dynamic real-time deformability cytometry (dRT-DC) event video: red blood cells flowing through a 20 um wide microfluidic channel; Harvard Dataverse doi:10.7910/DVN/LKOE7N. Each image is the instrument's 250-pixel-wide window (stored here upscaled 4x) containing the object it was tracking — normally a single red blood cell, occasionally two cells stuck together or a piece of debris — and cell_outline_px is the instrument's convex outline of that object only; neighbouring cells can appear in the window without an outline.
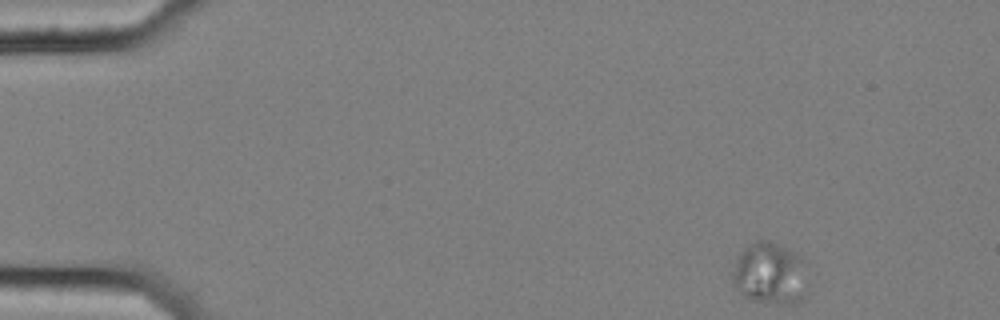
{"species": "common noctule bat (a hibernating species)", "species_latin": "Nyctalus noctula", "temperature_condition": "cold", "stored_images_in_passage": 52, "camera_frame_rate_fps": 3000, "um_per_image_px": 0.085, "animal": {"sex": "female", "body_mass_g": 25.1}, "frame": {"image": 1, "passage_image": 1, "time_ms": 0.0, "image_size_px": [1000, 320], "cell_outline_px": [[808, 296], [796, 304], [792, 304], [748, 300], [732, 284], [732, 272], [736, 256], [744, 248], [756, 240], [768, 240], [800, 256], [808, 292]], "centroid_in_image_um": [65.41, 23.28], "position_along_channel_um": 19.6, "area_um2": 27.22}}
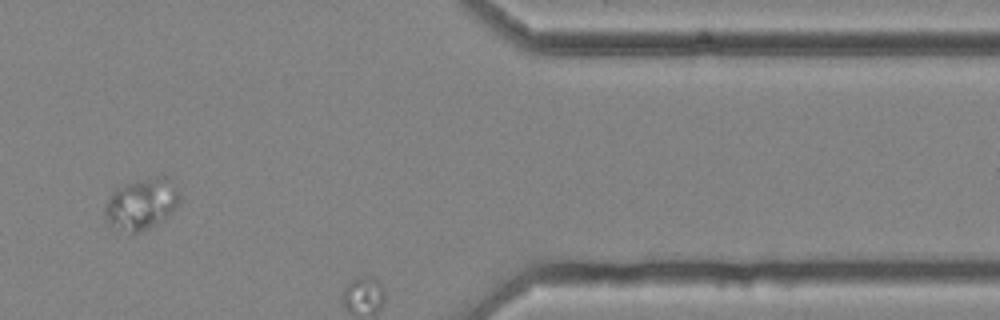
{"frame": {"image": 2, "passage_image": 45, "time_ms": 14.667, "image_size_px": [1000, 320], "cell_outline_px": [[180, 200], [172, 212], [164, 220], [140, 232], [120, 232], [108, 224], [104, 220], [104, 208], [112, 192], [120, 184], [156, 176], [168, 176], [180, 192]], "centroid_in_image_um": [12.01, 17.33], "position_along_channel_um": 399.4, "area_um2": 22.83}}